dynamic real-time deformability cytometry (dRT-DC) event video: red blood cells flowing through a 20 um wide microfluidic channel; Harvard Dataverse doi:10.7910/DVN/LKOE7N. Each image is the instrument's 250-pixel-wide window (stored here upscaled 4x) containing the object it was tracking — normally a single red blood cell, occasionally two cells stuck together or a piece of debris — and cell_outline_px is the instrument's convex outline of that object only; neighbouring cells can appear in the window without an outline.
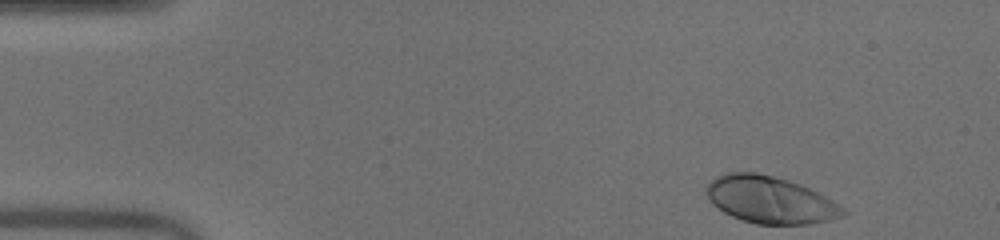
{"species": "human", "species_latin": "Homo sapiens", "temperature_condition": "warm", "stored_images_in_passage": 46, "camera_frame_rate_fps": 3000, "um_per_image_px": 0.085, "donor": {"sex": "male"}, "frame": {"image": 1, "passage_image": 1, "time_ms": 0.0, "image_size_px": [1000, 240], "cell_outline_px": [[848, 212], [844, 216], [812, 224], [756, 224], [732, 216], [716, 208], [708, 200], [704, 192], [708, 184], [716, 176], [724, 172], [756, 172], [788, 180], [800, 184], [832, 200], [844, 208]], "centroid_in_image_um": [65.42, 16.98], "position_along_channel_um": 19.6, "area_um2": 37.51}}
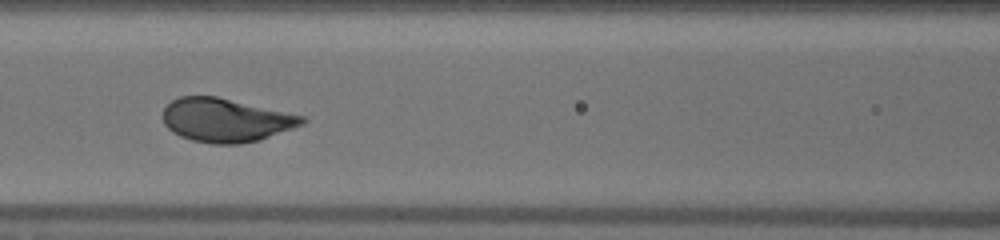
{"frame": {"image": 2, "passage_image": 18, "time_ms": 5.667, "image_size_px": [1000, 240], "cell_outline_px": [[308, 120], [304, 124], [260, 140], [240, 144], [212, 144], [192, 140], [180, 136], [172, 132], [164, 124], [160, 116], [164, 108], [172, 100], [180, 96], [216, 96], [304, 116]], "centroid_in_image_um": [19.16, 10.21], "position_along_channel_um": 147.4, "area_um2": 35.55}}
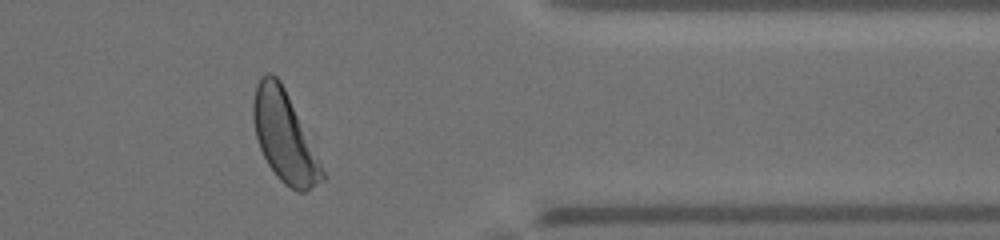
{"frame": {"image": 3, "passage_image": 37, "time_ms": 12.0, "image_size_px": [1000, 240], "cell_outline_px": [[324, 180], [304, 192], [300, 192], [284, 184], [276, 176], [268, 164], [260, 148], [256, 136], [252, 116], [252, 104], [256, 84], [260, 76], [268, 72], [272, 72], [280, 80], [284, 88], [324, 172]], "centroid_in_image_um": [24.11, 11.59], "position_along_channel_um": 387.3, "area_um2": 35.37}, "authors_computed_cell_mechanics": {"area_um2": 36.0961, "velocity_mm_per_s": 4.0354, "shape_relaxation_time_tau1_ms": 1.8229, "shape_relaxation_time_tau2_ms": null, "deformation_change_tau1": 0.1697, "deformation_change_tau2": null}}